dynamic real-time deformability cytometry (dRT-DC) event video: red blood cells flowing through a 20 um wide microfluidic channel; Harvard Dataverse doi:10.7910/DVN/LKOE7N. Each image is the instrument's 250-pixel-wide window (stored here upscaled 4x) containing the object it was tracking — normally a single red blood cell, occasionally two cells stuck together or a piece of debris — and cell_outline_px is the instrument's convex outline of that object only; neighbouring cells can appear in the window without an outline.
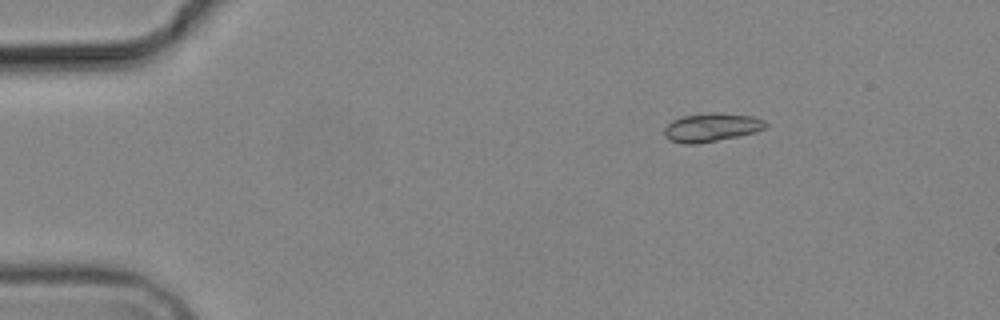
{"species": "common noctule bat (a hibernating species)", "species_latin": "Nyctalus noctula", "temperature_condition": "cold", "stored_images_in_passage": 5, "camera_frame_rate_fps": 3000, "um_per_image_px": 0.085, "animal": {"sex": "male", "body_mass_g": 19.2, "forearm_length_mm": 51.8}, "frame": {"image": 1, "passage_image": 3, "time_ms": 2.333, "image_size_px": [1000, 320], "cell_outline_px": [[768, 124], [764, 128], [756, 132], [696, 144], [684, 144], [672, 140], [664, 136], [664, 128], [672, 120], [680, 116], [712, 112], [752, 116], [764, 120]], "centroid_in_image_um": [60.45, 10.82], "position_along_channel_um": 24.5, "area_um2": 16.7}}